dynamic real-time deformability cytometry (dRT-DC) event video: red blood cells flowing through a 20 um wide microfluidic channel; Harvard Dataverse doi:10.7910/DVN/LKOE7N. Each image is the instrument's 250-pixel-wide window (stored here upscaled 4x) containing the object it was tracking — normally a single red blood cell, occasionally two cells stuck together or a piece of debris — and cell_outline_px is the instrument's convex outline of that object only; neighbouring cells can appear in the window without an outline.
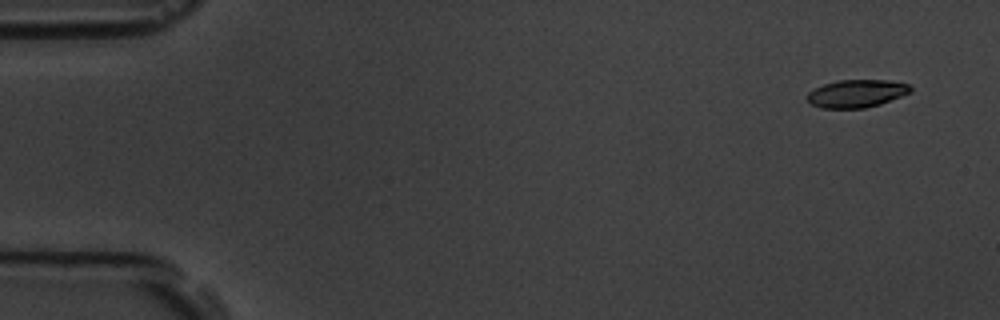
{"species": "common noctule bat (a hibernating species)", "species_latin": "Nyctalus noctula", "temperature_condition": "room temperature", "stored_images_in_passage": 6, "segment_of_instrument_passage": [1, 2], "camera_frame_rate_fps": 3000, "um_per_image_px": 0.085, "animal": {"sex": "male", "body_mass_g": 19.5, "forearm_length_mm": 54.6}, "frame": {"image": 1, "passage_image": 1, "time_ms": 0.0, "image_size_px": [1000, 320], "cell_outline_px": [[912, 92], [880, 104], [864, 108], [820, 108], [812, 104], [808, 100], [808, 92], [824, 84], [840, 80], [888, 80], [908, 84], [912, 88]], "centroid_in_image_um": [72.84, 7.95], "position_along_channel_um": 12.2, "area_um2": 16.59}}
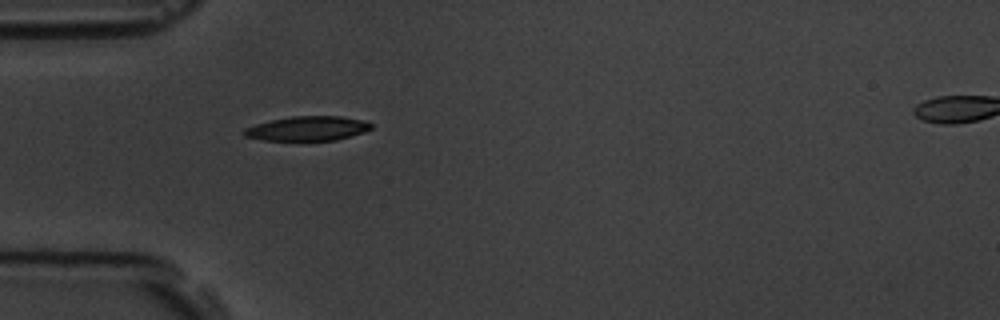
{"frame": {"image": 2, "passage_image": 5, "time_ms": 4.667, "image_size_px": [1000, 320], "cell_outline_px": [[372, 128], [364, 132], [336, 140], [260, 140], [244, 136], [244, 128], [256, 124], [272, 120], [292, 116], [340, 116], [360, 120], [372, 124]], "centroid_in_image_um": [26.12, 10.92], "position_along_channel_um": 58.9, "area_um2": 17.92}}